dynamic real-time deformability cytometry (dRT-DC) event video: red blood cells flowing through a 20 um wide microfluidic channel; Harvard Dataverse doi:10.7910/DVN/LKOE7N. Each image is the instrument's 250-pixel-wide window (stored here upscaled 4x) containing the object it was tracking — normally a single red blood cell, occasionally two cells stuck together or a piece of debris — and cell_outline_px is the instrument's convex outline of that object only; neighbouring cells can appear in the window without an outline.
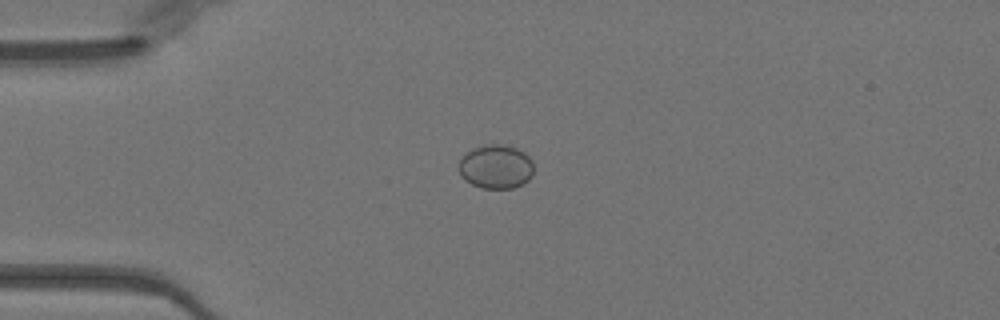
{"species": "Egyptian fruit bat (a non-hibernating species)", "species_latin": "Rousettus aegyptiacus", "temperature_condition": "warm", "stored_images_in_passage": 5, "camera_frame_rate_fps": 3000, "um_per_image_px": 0.085, "animal": {"sex": "female"}, "frame": {"image": 1, "passage_image": 3, "time_ms": 0.667, "image_size_px": [1000, 320], "cell_outline_px": [[532, 176], [528, 180], [512, 188], [480, 188], [464, 180], [460, 176], [460, 160], [472, 148], [484, 144], [504, 144], [516, 148], [524, 152], [532, 160]], "centroid_in_image_um": [42.15, 14.16], "position_along_channel_um": 42.9, "area_um2": 19.13}}